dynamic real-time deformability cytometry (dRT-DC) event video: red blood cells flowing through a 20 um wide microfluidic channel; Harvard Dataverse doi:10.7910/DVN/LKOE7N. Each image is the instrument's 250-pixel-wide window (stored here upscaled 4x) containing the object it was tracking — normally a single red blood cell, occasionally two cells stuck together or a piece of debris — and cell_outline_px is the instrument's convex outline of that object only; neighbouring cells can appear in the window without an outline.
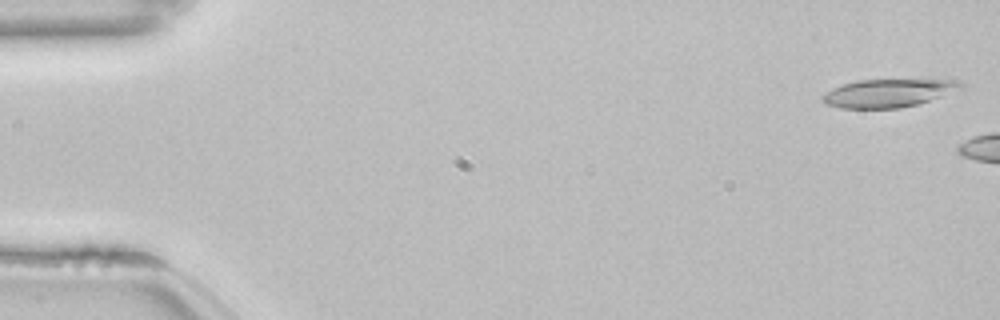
{"species": "common noctule bat (a hibernating species)", "species_latin": "Nyctalus noctula", "temperature_condition": "room temperature", "stored_images_in_passage": 6, "camera_frame_rate_fps": 3000, "um_per_image_px": 0.085, "animal": {"sex": "female", "body_mass_g": 22.7, "forearm_length_mm": 54.2}, "frame": {"image": 1, "passage_image": 1, "time_ms": 0.0, "image_size_px": [1000, 320], "cell_outline_px": [[964, 88], [920, 104], [900, 108], [840, 108], [824, 104], [820, 100], [820, 96], [832, 88], [840, 84], [856, 80], [956, 80], [964, 84]], "centroid_in_image_um": [75.46, 7.92], "position_along_channel_um": 9.5, "area_um2": 22.89}}